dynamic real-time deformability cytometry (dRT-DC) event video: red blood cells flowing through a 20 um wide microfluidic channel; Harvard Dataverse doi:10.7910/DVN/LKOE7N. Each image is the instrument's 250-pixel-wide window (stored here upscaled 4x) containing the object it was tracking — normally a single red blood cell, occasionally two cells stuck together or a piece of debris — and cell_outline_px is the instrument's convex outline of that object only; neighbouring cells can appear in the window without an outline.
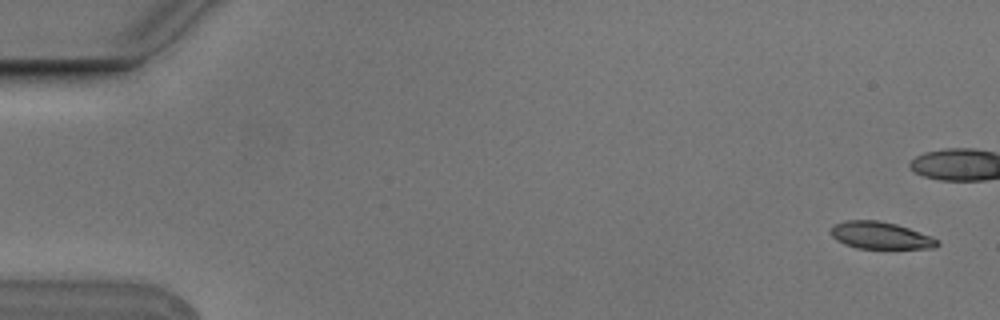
{"species": "Egyptian fruit bat (a non-hibernating species)", "species_latin": "Rousettus aegyptiacus", "temperature_condition": "cold", "stored_images_in_passage": 6, "camera_frame_rate_fps": 3000, "um_per_image_px": 0.085, "animal": {"sex": "male"}, "frame": {"image": 1, "passage_image": 1, "time_ms": 0.0, "image_size_px": [1000, 320], "cell_outline_px": [[940, 244], [932, 248], [856, 248], [844, 244], [836, 240], [832, 236], [832, 228], [836, 224], [848, 220], [876, 220], [896, 224], [932, 236], [940, 240]], "centroid_in_image_um": [74.87, 20.02], "position_along_channel_um": 10.1, "area_um2": 16.65}}
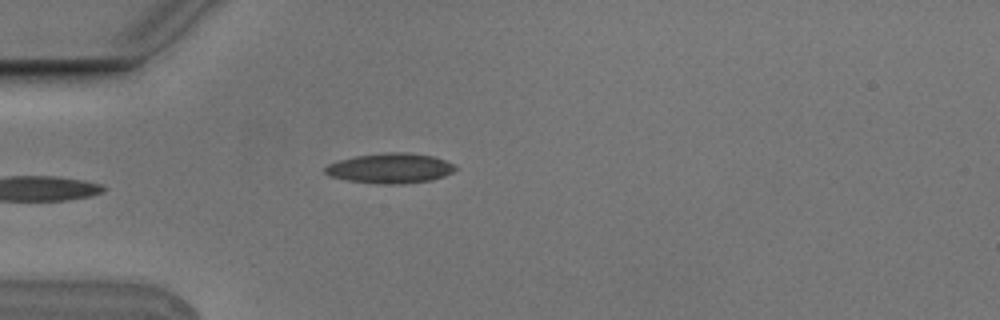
{"frame": {"image": 2, "passage_image": 6, "time_ms": 1.667, "image_size_px": [1000, 320], "cell_outline_px": [[456, 168], [452, 172], [444, 176], [432, 180], [400, 184], [380, 184], [348, 180], [328, 176], [324, 172], [324, 168], [328, 164], [340, 160], [356, 156], [388, 152], [408, 152], [432, 156], [456, 164]], "centroid_in_image_um": [33.17, 14.3], "position_along_channel_um": 51.8, "area_um2": 22.77}}